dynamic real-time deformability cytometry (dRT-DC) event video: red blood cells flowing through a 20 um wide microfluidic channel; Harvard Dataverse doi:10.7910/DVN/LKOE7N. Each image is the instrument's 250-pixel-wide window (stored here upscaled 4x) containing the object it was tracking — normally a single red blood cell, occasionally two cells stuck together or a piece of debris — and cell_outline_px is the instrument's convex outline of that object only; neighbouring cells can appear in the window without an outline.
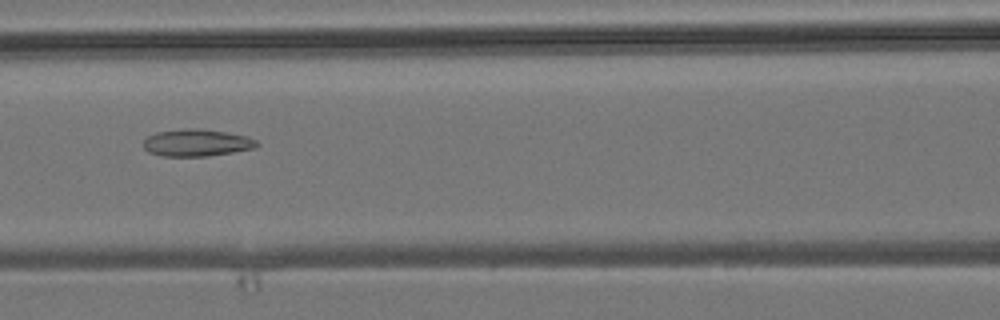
{"species": "common noctule bat (a hibernating species)", "species_latin": "Nyctalus noctula", "temperature_condition": "room temperature", "stored_images_in_passage": 7, "camera_frame_rate_fps": 3000, "um_per_image_px": 0.085, "animal": {"sex": "male", "body_mass_g": 19.2, "forearm_length_mm": 51.8}, "frame": {"image": 1, "passage_image": 7, "time_ms": 7.0, "image_size_px": [1000, 320], "cell_outline_px": [[260, 144], [256, 148], [208, 156], [160, 156], [148, 152], [144, 148], [144, 140], [148, 136], [156, 132], [184, 128], [200, 128], [228, 132], [248, 136], [256, 140]], "centroid_in_image_um": [16.74, 12.12], "position_along_channel_um": 149.9, "area_um2": 18.15}}